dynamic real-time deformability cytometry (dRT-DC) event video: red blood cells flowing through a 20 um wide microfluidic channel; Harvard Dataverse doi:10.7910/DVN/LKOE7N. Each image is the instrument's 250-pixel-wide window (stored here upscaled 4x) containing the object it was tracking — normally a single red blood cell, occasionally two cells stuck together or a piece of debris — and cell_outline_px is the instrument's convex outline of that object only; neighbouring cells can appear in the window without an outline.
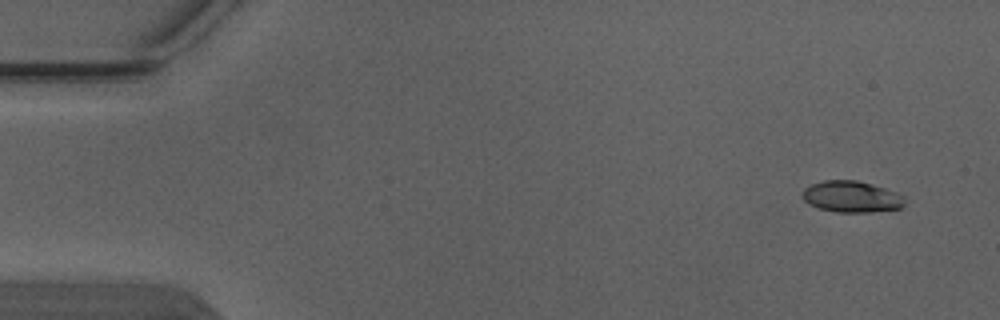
{"species": "Egyptian fruit bat (a non-hibernating species)", "species_latin": "Rousettus aegyptiacus", "temperature_condition": "warm", "stored_images_in_passage": 3, "camera_frame_rate_fps": 3000, "um_per_image_px": 0.085, "animal": {"sex": "male"}, "frame": {"image": 1, "passage_image": 1, "time_ms": 0.0, "image_size_px": [1000, 320], "cell_outline_px": [[904, 204], [900, 208], [872, 212], [836, 212], [820, 208], [808, 204], [800, 196], [804, 188], [812, 184], [824, 180], [856, 180], [884, 188], [896, 192], [904, 196]], "centroid_in_image_um": [72.35, 16.72], "position_along_channel_um": 12.7, "area_um2": 18.67}}